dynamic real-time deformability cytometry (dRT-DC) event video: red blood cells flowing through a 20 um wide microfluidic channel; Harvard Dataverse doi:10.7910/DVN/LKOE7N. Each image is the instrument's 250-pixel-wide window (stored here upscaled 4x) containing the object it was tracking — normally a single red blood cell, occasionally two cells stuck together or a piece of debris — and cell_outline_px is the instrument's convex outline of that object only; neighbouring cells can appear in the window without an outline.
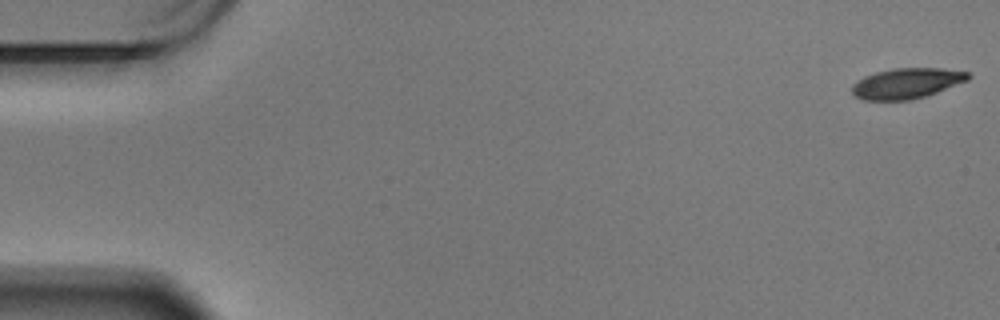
{"species": "Egyptian fruit bat (a non-hibernating species)", "species_latin": "Rousettus aegyptiacus", "temperature_condition": "warm", "stored_images_in_passage": 16, "camera_frame_rate_fps": 3000, "um_per_image_px": 0.085, "animal": {"sex": "male"}, "frame": {"image": 1, "passage_image": 1, "time_ms": 0.0, "image_size_px": [1000, 320], "cell_outline_px": [[972, 76], [968, 80], [936, 92], [912, 100], [864, 100], [856, 96], [852, 92], [852, 84], [864, 76], [876, 72], [896, 68], [940, 68], [968, 72]], "centroid_in_image_um": [77.06, 7.08], "position_along_channel_um": 7.9, "area_um2": 20.46}}
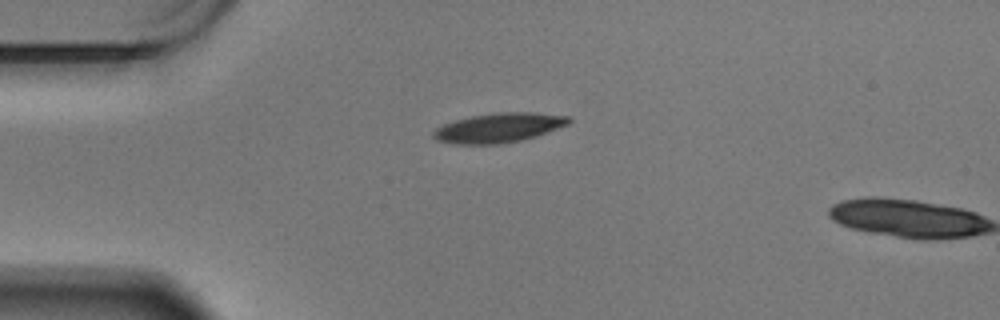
{"frame": {"image": 2, "passage_image": 15, "time_ms": 4.667, "image_size_px": [1000, 320], "cell_outline_px": [[572, 120], [568, 124], [536, 136], [520, 140], [496, 144], [456, 144], [436, 140], [432, 136], [432, 132], [436, 128], [444, 124], [456, 120], [472, 116], [500, 112], [532, 112], [568, 116]], "centroid_in_image_um": [42.38, 10.86], "position_along_channel_um": 42.6, "area_um2": 23.0}}